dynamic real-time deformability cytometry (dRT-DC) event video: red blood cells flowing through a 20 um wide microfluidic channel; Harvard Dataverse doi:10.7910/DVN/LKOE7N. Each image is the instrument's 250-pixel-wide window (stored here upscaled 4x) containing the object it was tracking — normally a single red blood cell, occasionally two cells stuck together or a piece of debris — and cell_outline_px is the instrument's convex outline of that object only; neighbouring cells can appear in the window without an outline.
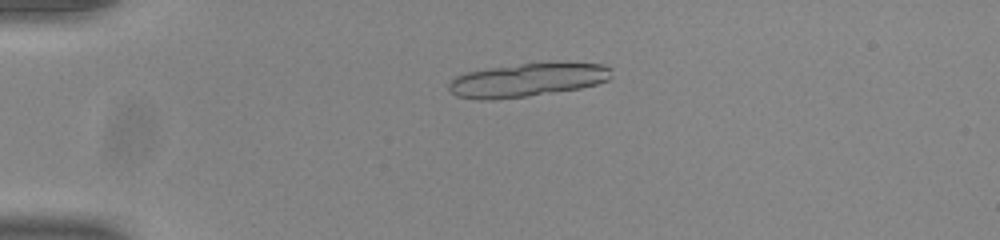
{"species": "common noctule bat (a hibernating species)", "species_latin": "Nyctalus noctula", "temperature_condition": "room temperature", "stored_images_in_passage": 18, "camera_frame_rate_fps": 3000, "um_per_image_px": 0.085, "animal": {"sex": "male", "body_mass_g": 20.0, "forearm_length_mm": 53.3}, "frame": {"image": 1, "passage_image": 11, "time_ms": 3.333, "image_size_px": [1000, 240], "cell_outline_px": [[612, 76], [608, 80], [596, 84], [580, 88], [528, 96], [492, 100], [480, 100], [456, 96], [448, 88], [448, 84], [456, 76], [468, 72], [488, 68], [520, 64], [604, 64], [612, 68]], "centroid_in_image_um": [44.8, 6.82], "position_along_channel_um": 40.2, "area_um2": 31.27}}